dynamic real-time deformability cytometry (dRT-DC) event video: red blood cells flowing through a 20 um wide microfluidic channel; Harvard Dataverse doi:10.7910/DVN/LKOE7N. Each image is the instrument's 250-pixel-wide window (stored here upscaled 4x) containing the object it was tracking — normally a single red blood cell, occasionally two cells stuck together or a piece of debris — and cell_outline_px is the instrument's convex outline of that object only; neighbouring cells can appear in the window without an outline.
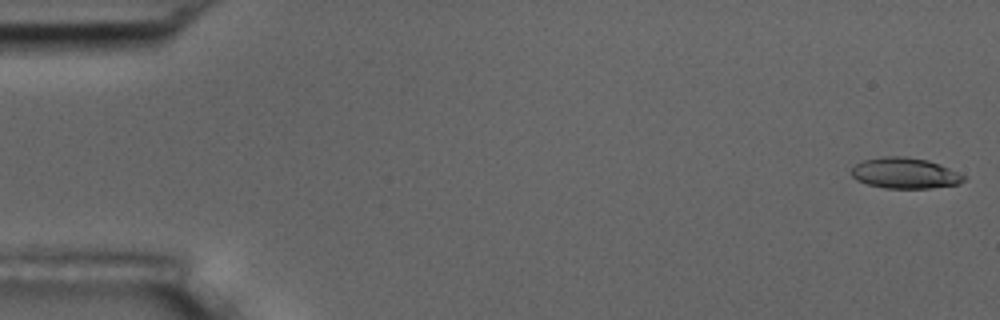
{"species": "common noctule bat (a hibernating species)", "species_latin": "Nyctalus noctula", "temperature_condition": "room temperature", "stored_images_in_passage": 5, "camera_frame_rate_fps": 3000, "um_per_image_px": 0.085, "animal": {"sex": "male", "body_mass_g": 17.5, "forearm_length_mm": 52.3}, "frame": {"image": 1, "passage_image": 1, "time_ms": 0.0, "image_size_px": [1000, 320], "cell_outline_px": [[964, 180], [960, 184], [932, 188], [884, 188], [868, 184], [856, 180], [852, 176], [852, 168], [856, 164], [864, 160], [880, 156], [904, 156], [928, 160], [948, 168], [964, 176]], "centroid_in_image_um": [76.89, 14.72], "position_along_channel_um": 8.1, "area_um2": 20.06}}
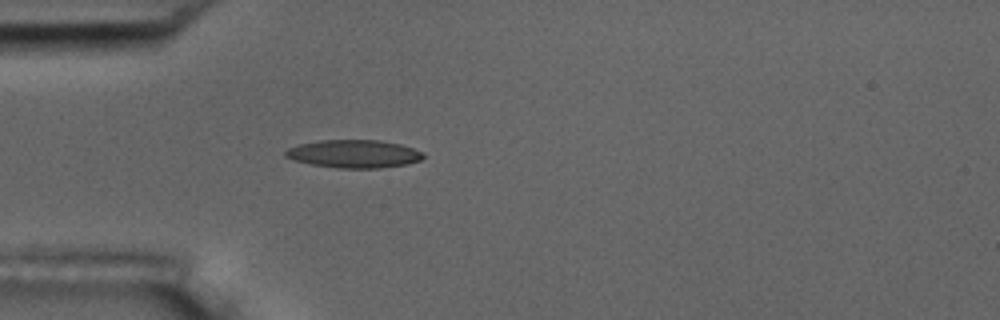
{"frame": {"image": 2, "passage_image": 5, "time_ms": 5.0, "image_size_px": [1000, 320], "cell_outline_px": [[424, 156], [420, 160], [404, 164], [380, 168], [336, 168], [312, 164], [292, 160], [284, 156], [284, 152], [288, 148], [296, 144], [320, 140], [380, 140], [400, 144], [424, 152]], "centroid_in_image_um": [30.03, 13.07], "position_along_channel_um": 55.0, "area_um2": 22.54}}